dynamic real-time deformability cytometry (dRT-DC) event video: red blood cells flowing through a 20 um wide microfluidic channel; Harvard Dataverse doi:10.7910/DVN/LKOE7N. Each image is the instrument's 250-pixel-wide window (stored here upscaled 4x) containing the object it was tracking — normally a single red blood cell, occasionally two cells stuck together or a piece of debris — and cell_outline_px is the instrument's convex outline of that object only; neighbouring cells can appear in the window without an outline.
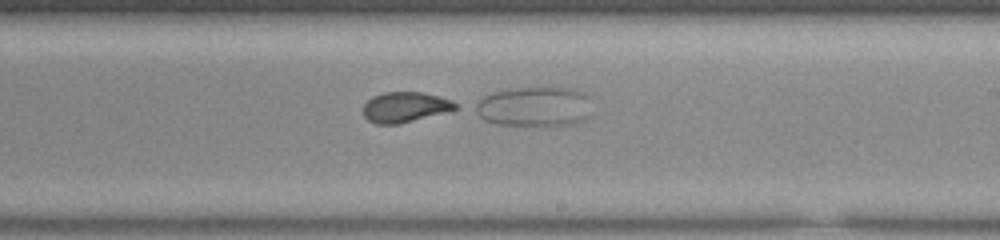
{"species": "common noctule bat (a hibernating species)", "species_latin": "Nyctalus noctula", "temperature_condition": "room temperature", "stored_images_in_passage": 34, "camera_frame_rate_fps": 3000, "um_per_image_px": 0.085, "animal": {"sex": "male", "body_mass_g": 20.0, "forearm_length_mm": 53.3}, "frame": {"image": 1, "passage_image": 24, "time_ms": 7.667, "image_size_px": [1000, 240], "cell_outline_px": [[460, 104], [456, 108], [412, 120], [396, 124], [376, 124], [368, 120], [364, 116], [364, 104], [372, 96], [384, 92], [420, 92], [452, 100]], "centroid_in_image_um": [34.38, 9.09], "position_along_channel_um": 254.6, "area_um2": 15.84}}